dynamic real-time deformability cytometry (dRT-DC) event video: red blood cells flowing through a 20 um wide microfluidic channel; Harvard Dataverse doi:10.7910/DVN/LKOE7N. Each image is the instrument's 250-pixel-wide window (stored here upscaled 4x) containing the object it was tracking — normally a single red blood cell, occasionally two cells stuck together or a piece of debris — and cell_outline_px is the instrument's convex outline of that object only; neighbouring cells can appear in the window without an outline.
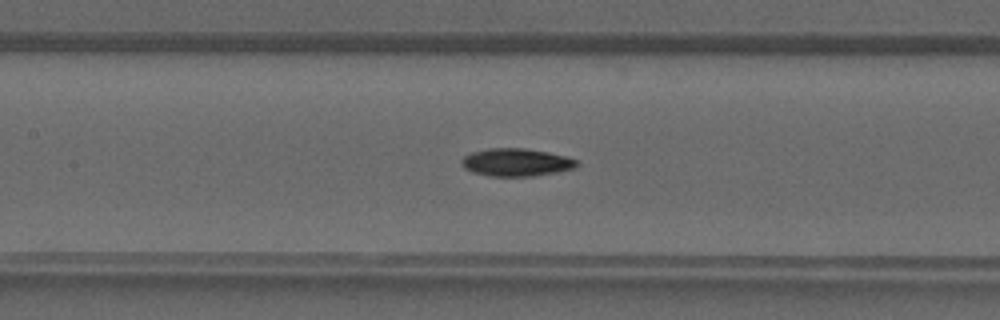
{"species": "common noctule bat (a hibernating species)", "species_latin": "Nyctalus noctula", "temperature_condition": "warm", "stored_images_in_passage": 39, "camera_frame_rate_fps": 3000, "um_per_image_px": 0.085, "animal": {"sex": "male", "forearm_length_mm": 52.5}, "frame": {"image": 1, "passage_image": 20, "time_ms": 6.333, "image_size_px": [1000, 320], "cell_outline_px": [[580, 164], [572, 168], [556, 172], [532, 176], [492, 176], [472, 172], [464, 168], [460, 164], [460, 160], [464, 156], [472, 152], [488, 148], [524, 148], [548, 152], [564, 156], [576, 160]], "centroid_in_image_um": [43.83, 13.79], "position_along_channel_um": 163.6, "area_um2": 18.55}}
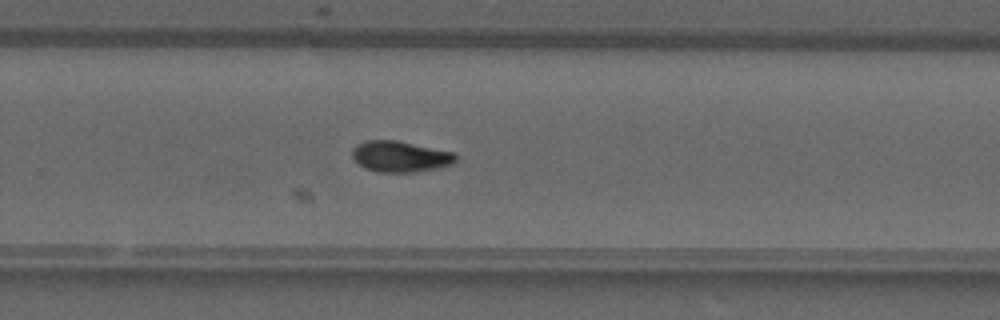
{"frame": {"image": 2, "passage_image": 28, "time_ms": 9.0, "image_size_px": [1000, 320], "cell_outline_px": [[456, 160], [452, 164], [436, 168], [416, 172], [376, 172], [364, 168], [352, 156], [352, 148], [356, 144], [364, 140], [396, 140], [456, 152]], "centroid_in_image_um": [34.01, 13.29], "position_along_channel_um": 295.8, "area_um2": 18.84}}
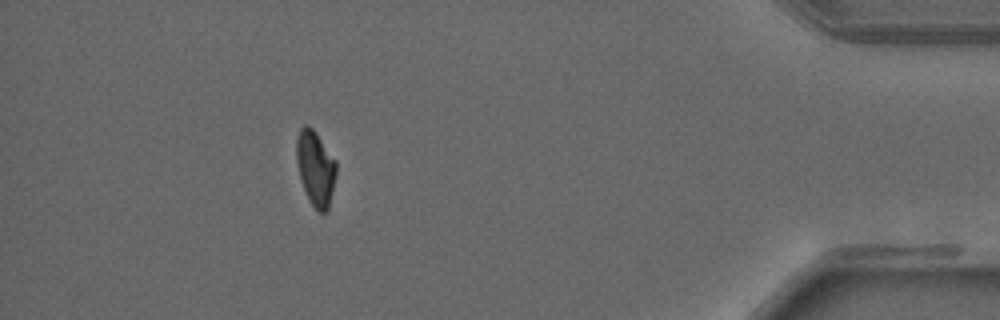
{"frame": {"image": 3, "passage_image": 38, "time_ms": 12.333, "image_size_px": [1000, 320], "cell_outline_px": [[336, 176], [328, 212], [320, 212], [308, 200], [300, 176], [296, 160], [296, 136], [300, 128], [304, 124], [308, 124], [316, 132], [336, 160]], "centroid_in_image_um": [26.82, 14.26], "position_along_channel_um": 408.4, "area_um2": 17.51}}